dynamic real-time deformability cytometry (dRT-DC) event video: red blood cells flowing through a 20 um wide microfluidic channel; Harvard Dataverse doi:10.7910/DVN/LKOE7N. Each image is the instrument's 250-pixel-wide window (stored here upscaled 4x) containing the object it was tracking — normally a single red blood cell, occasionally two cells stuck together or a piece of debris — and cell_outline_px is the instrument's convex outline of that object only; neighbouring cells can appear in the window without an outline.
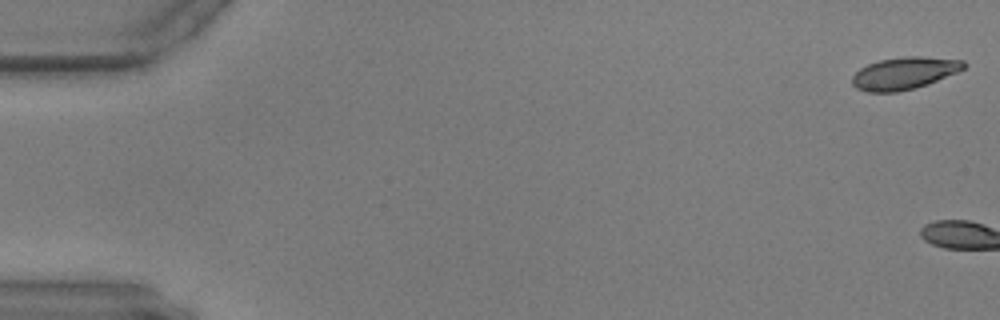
{"species": "common noctule bat (a hibernating species)", "species_latin": "Nyctalus noctula", "temperature_condition": "warm", "stored_images_in_passage": 3, "camera_frame_rate_fps": 3000, "um_per_image_px": 0.085, "animal": {"sex": "male", "body_mass_g": 17.9, "forearm_length_mm": 54.2}, "frame": {"image": 1, "passage_image": 1, "time_ms": 0.0, "image_size_px": [1000, 320], "cell_outline_px": [[968, 64], [964, 68], [956, 72], [928, 84], [916, 88], [896, 92], [868, 92], [856, 88], [852, 84], [852, 76], [860, 68], [868, 64], [880, 60], [904, 56], [920, 56], [964, 60]], "centroid_in_image_um": [76.86, 6.22], "position_along_channel_um": 8.1, "area_um2": 20.98}}